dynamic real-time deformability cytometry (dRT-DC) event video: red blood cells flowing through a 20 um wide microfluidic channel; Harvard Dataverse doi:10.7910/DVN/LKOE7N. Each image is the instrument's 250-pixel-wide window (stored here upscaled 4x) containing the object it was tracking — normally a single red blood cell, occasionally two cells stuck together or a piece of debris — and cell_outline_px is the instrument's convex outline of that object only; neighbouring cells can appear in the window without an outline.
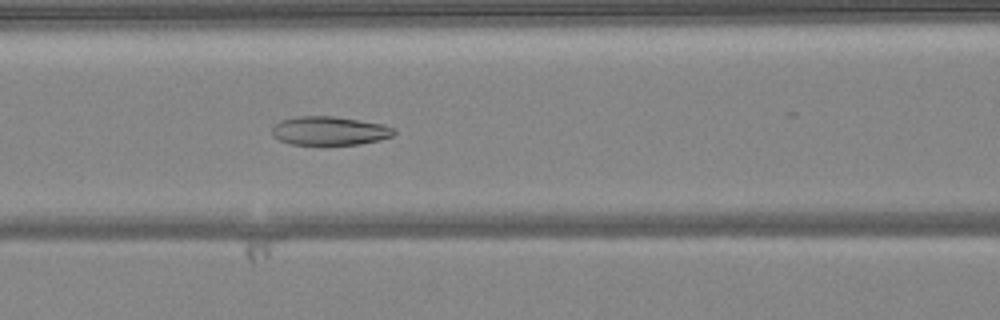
{"species": "common noctule bat (a hibernating species)", "species_latin": "Nyctalus noctula", "temperature_condition": "warm", "stored_images_in_passage": 39, "camera_frame_rate_fps": 3000, "um_per_image_px": 0.085, "animal": {"sex": "female", "body_mass_g": 24.6, "forearm_length_mm": 56.2}, "frame": {"image": 1, "passage_image": 10, "time_ms": 3.0, "image_size_px": [1000, 320], "cell_outline_px": [[396, 132], [392, 136], [380, 140], [360, 144], [292, 144], [280, 140], [272, 136], [272, 128], [280, 120], [296, 116], [332, 116], [384, 124], [392, 128]], "centroid_in_image_um": [28.0, 11.11], "position_along_channel_um": 138.6, "area_um2": 20.29}}
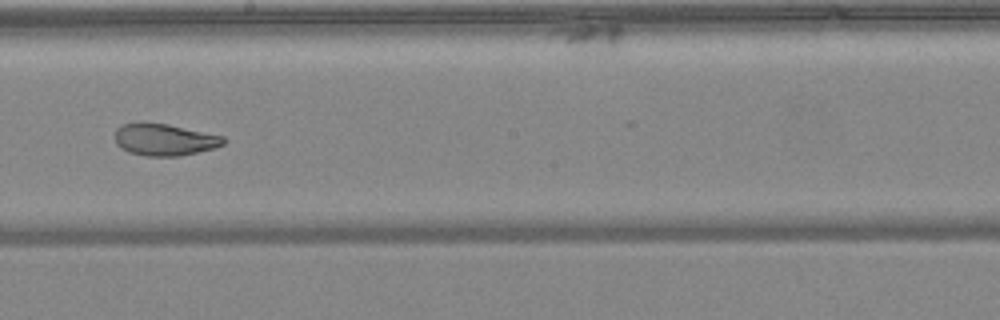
{"frame": {"image": 2, "passage_image": 17, "time_ms": 5.333, "image_size_px": [1000, 320], "cell_outline_px": [[224, 144], [212, 148], [180, 156], [148, 156], [128, 152], [120, 148], [116, 144], [116, 128], [120, 124], [168, 124], [224, 136]], "centroid_in_image_um": [13.97, 11.88], "position_along_channel_um": 234.2, "area_um2": 19.77}}
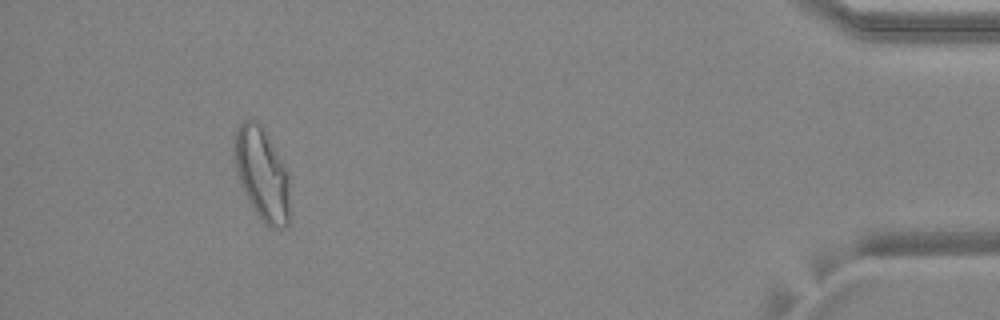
{"frame": {"image": 3, "passage_image": 35, "time_ms": 11.333, "image_size_px": [1000, 320], "cell_outline_px": [[288, 224], [284, 228], [272, 228], [256, 212], [248, 200], [244, 192], [232, 160], [236, 128], [244, 120], [256, 120], [260, 124], [280, 160], [288, 176]], "centroid_in_image_um": [22.21, 14.77], "position_along_channel_um": 413.0, "area_um2": 29.07}, "authors_computed_cell_mechanics": {"area_um2": 23.12, "velocity_mm_per_s": 4.1026, "shape_relaxation_time_tau1_ms": null, "shape_relaxation_time_tau2_ms": 1.4701, "deformation_change_tau1": null, "deformation_change_tau2": 0.0717}}